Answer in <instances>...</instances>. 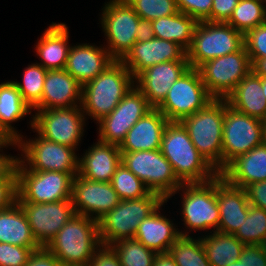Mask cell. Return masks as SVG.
Listing matches in <instances>:
<instances>
[{
  "label": "cell",
  "mask_w": 266,
  "mask_h": 266,
  "mask_svg": "<svg viewBox=\"0 0 266 266\" xmlns=\"http://www.w3.org/2000/svg\"><path fill=\"white\" fill-rule=\"evenodd\" d=\"M76 175L60 171L16 169V202L54 203L72 200Z\"/></svg>",
  "instance_id": "9c48e42d"
},
{
  "label": "cell",
  "mask_w": 266,
  "mask_h": 266,
  "mask_svg": "<svg viewBox=\"0 0 266 266\" xmlns=\"http://www.w3.org/2000/svg\"><path fill=\"white\" fill-rule=\"evenodd\" d=\"M137 15L152 21L161 17L175 15L179 12L176 0H126Z\"/></svg>",
  "instance_id": "ab89813d"
},
{
  "label": "cell",
  "mask_w": 266,
  "mask_h": 266,
  "mask_svg": "<svg viewBox=\"0 0 266 266\" xmlns=\"http://www.w3.org/2000/svg\"><path fill=\"white\" fill-rule=\"evenodd\" d=\"M227 266H243V263H241L239 260H237L234 263H230Z\"/></svg>",
  "instance_id": "91938a15"
},
{
  "label": "cell",
  "mask_w": 266,
  "mask_h": 266,
  "mask_svg": "<svg viewBox=\"0 0 266 266\" xmlns=\"http://www.w3.org/2000/svg\"><path fill=\"white\" fill-rule=\"evenodd\" d=\"M33 252L32 248L0 243V266H24Z\"/></svg>",
  "instance_id": "b9f144b4"
},
{
  "label": "cell",
  "mask_w": 266,
  "mask_h": 266,
  "mask_svg": "<svg viewBox=\"0 0 266 266\" xmlns=\"http://www.w3.org/2000/svg\"><path fill=\"white\" fill-rule=\"evenodd\" d=\"M154 266H177L169 253H160L156 255Z\"/></svg>",
  "instance_id": "f5cc1de1"
},
{
  "label": "cell",
  "mask_w": 266,
  "mask_h": 266,
  "mask_svg": "<svg viewBox=\"0 0 266 266\" xmlns=\"http://www.w3.org/2000/svg\"><path fill=\"white\" fill-rule=\"evenodd\" d=\"M121 163L137 176L150 192L160 195L164 200L168 201L178 193L177 189L182 185L160 149L121 152Z\"/></svg>",
  "instance_id": "ba28073f"
},
{
  "label": "cell",
  "mask_w": 266,
  "mask_h": 266,
  "mask_svg": "<svg viewBox=\"0 0 266 266\" xmlns=\"http://www.w3.org/2000/svg\"><path fill=\"white\" fill-rule=\"evenodd\" d=\"M0 243L32 248L34 251L41 248L31 232L23 210L16 201L0 211Z\"/></svg>",
  "instance_id": "f546056e"
},
{
  "label": "cell",
  "mask_w": 266,
  "mask_h": 266,
  "mask_svg": "<svg viewBox=\"0 0 266 266\" xmlns=\"http://www.w3.org/2000/svg\"><path fill=\"white\" fill-rule=\"evenodd\" d=\"M114 61L105 47L83 43L70 47L65 70L84 86Z\"/></svg>",
  "instance_id": "603a6c76"
},
{
  "label": "cell",
  "mask_w": 266,
  "mask_h": 266,
  "mask_svg": "<svg viewBox=\"0 0 266 266\" xmlns=\"http://www.w3.org/2000/svg\"><path fill=\"white\" fill-rule=\"evenodd\" d=\"M59 266H71V265H64V264H60Z\"/></svg>",
  "instance_id": "6125c7cd"
},
{
  "label": "cell",
  "mask_w": 266,
  "mask_h": 266,
  "mask_svg": "<svg viewBox=\"0 0 266 266\" xmlns=\"http://www.w3.org/2000/svg\"><path fill=\"white\" fill-rule=\"evenodd\" d=\"M154 38L153 25L151 21L141 19L136 31V41L146 42Z\"/></svg>",
  "instance_id": "f907efd6"
},
{
  "label": "cell",
  "mask_w": 266,
  "mask_h": 266,
  "mask_svg": "<svg viewBox=\"0 0 266 266\" xmlns=\"http://www.w3.org/2000/svg\"><path fill=\"white\" fill-rule=\"evenodd\" d=\"M189 68L188 61L162 62L142 71L134 79V85L147 98L149 105L157 108L167 96L173 83Z\"/></svg>",
  "instance_id": "ffe728a7"
},
{
  "label": "cell",
  "mask_w": 266,
  "mask_h": 266,
  "mask_svg": "<svg viewBox=\"0 0 266 266\" xmlns=\"http://www.w3.org/2000/svg\"><path fill=\"white\" fill-rule=\"evenodd\" d=\"M244 189L249 204L266 211V180L249 184Z\"/></svg>",
  "instance_id": "c3c4849f"
},
{
  "label": "cell",
  "mask_w": 266,
  "mask_h": 266,
  "mask_svg": "<svg viewBox=\"0 0 266 266\" xmlns=\"http://www.w3.org/2000/svg\"><path fill=\"white\" fill-rule=\"evenodd\" d=\"M15 147V144H2L0 145V152L3 151V147L7 148L8 146ZM2 148V150H1ZM16 156H10L7 154L0 153V176L14 163Z\"/></svg>",
  "instance_id": "816d5d0a"
},
{
  "label": "cell",
  "mask_w": 266,
  "mask_h": 266,
  "mask_svg": "<svg viewBox=\"0 0 266 266\" xmlns=\"http://www.w3.org/2000/svg\"><path fill=\"white\" fill-rule=\"evenodd\" d=\"M251 68L256 75L260 77H266V58L257 59L251 65Z\"/></svg>",
  "instance_id": "db71d44e"
},
{
  "label": "cell",
  "mask_w": 266,
  "mask_h": 266,
  "mask_svg": "<svg viewBox=\"0 0 266 266\" xmlns=\"http://www.w3.org/2000/svg\"><path fill=\"white\" fill-rule=\"evenodd\" d=\"M164 201L153 192L137 199L120 200L113 210L98 221L101 245L110 246L116 241L134 238L139 224Z\"/></svg>",
  "instance_id": "5b68a950"
},
{
  "label": "cell",
  "mask_w": 266,
  "mask_h": 266,
  "mask_svg": "<svg viewBox=\"0 0 266 266\" xmlns=\"http://www.w3.org/2000/svg\"><path fill=\"white\" fill-rule=\"evenodd\" d=\"M223 120L224 99L214 98L204 108L180 121L195 148L219 174L222 172Z\"/></svg>",
  "instance_id": "277c9868"
},
{
  "label": "cell",
  "mask_w": 266,
  "mask_h": 266,
  "mask_svg": "<svg viewBox=\"0 0 266 266\" xmlns=\"http://www.w3.org/2000/svg\"><path fill=\"white\" fill-rule=\"evenodd\" d=\"M165 200L152 214L144 219L138 226L134 238L150 250L160 253H168L169 248L180 236H190L188 232L180 231L171 219L159 212Z\"/></svg>",
  "instance_id": "cb8c5ba5"
},
{
  "label": "cell",
  "mask_w": 266,
  "mask_h": 266,
  "mask_svg": "<svg viewBox=\"0 0 266 266\" xmlns=\"http://www.w3.org/2000/svg\"><path fill=\"white\" fill-rule=\"evenodd\" d=\"M235 110L260 120L266 119V101L262 92V77L252 70L225 99Z\"/></svg>",
  "instance_id": "f1b7e54d"
},
{
  "label": "cell",
  "mask_w": 266,
  "mask_h": 266,
  "mask_svg": "<svg viewBox=\"0 0 266 266\" xmlns=\"http://www.w3.org/2000/svg\"><path fill=\"white\" fill-rule=\"evenodd\" d=\"M15 145L22 153L21 157L15 158V169L78 174L79 158L74 148L48 141L39 134L29 141L23 140L22 135Z\"/></svg>",
  "instance_id": "52a82bcc"
},
{
  "label": "cell",
  "mask_w": 266,
  "mask_h": 266,
  "mask_svg": "<svg viewBox=\"0 0 266 266\" xmlns=\"http://www.w3.org/2000/svg\"><path fill=\"white\" fill-rule=\"evenodd\" d=\"M160 150L182 184L209 182L219 174L195 148L180 121L168 122Z\"/></svg>",
  "instance_id": "6da1fadb"
},
{
  "label": "cell",
  "mask_w": 266,
  "mask_h": 266,
  "mask_svg": "<svg viewBox=\"0 0 266 266\" xmlns=\"http://www.w3.org/2000/svg\"><path fill=\"white\" fill-rule=\"evenodd\" d=\"M2 144H15V142L8 140L0 131V145Z\"/></svg>",
  "instance_id": "11a10c76"
},
{
  "label": "cell",
  "mask_w": 266,
  "mask_h": 266,
  "mask_svg": "<svg viewBox=\"0 0 266 266\" xmlns=\"http://www.w3.org/2000/svg\"><path fill=\"white\" fill-rule=\"evenodd\" d=\"M244 34L224 22L199 21L191 47L187 50L190 67L198 69L205 62L239 51Z\"/></svg>",
  "instance_id": "8992f818"
},
{
  "label": "cell",
  "mask_w": 266,
  "mask_h": 266,
  "mask_svg": "<svg viewBox=\"0 0 266 266\" xmlns=\"http://www.w3.org/2000/svg\"><path fill=\"white\" fill-rule=\"evenodd\" d=\"M213 99L202 81L199 70L190 67L173 83L157 109L168 121H181L204 108Z\"/></svg>",
  "instance_id": "5bb4252c"
},
{
  "label": "cell",
  "mask_w": 266,
  "mask_h": 266,
  "mask_svg": "<svg viewBox=\"0 0 266 266\" xmlns=\"http://www.w3.org/2000/svg\"><path fill=\"white\" fill-rule=\"evenodd\" d=\"M60 264L46 247H41L30 255L28 262L24 266H59Z\"/></svg>",
  "instance_id": "681fc988"
},
{
  "label": "cell",
  "mask_w": 266,
  "mask_h": 266,
  "mask_svg": "<svg viewBox=\"0 0 266 266\" xmlns=\"http://www.w3.org/2000/svg\"><path fill=\"white\" fill-rule=\"evenodd\" d=\"M210 233L201 236V241L211 266H227L239 260L245 244L241 243L234 234L218 231Z\"/></svg>",
  "instance_id": "d6a6232c"
},
{
  "label": "cell",
  "mask_w": 266,
  "mask_h": 266,
  "mask_svg": "<svg viewBox=\"0 0 266 266\" xmlns=\"http://www.w3.org/2000/svg\"><path fill=\"white\" fill-rule=\"evenodd\" d=\"M169 61H188L187 51L178 43L153 38L146 42H135L121 60L134 79L153 65Z\"/></svg>",
  "instance_id": "d6986e66"
},
{
  "label": "cell",
  "mask_w": 266,
  "mask_h": 266,
  "mask_svg": "<svg viewBox=\"0 0 266 266\" xmlns=\"http://www.w3.org/2000/svg\"><path fill=\"white\" fill-rule=\"evenodd\" d=\"M239 0H213L211 22L226 23L231 17Z\"/></svg>",
  "instance_id": "f6af8a7d"
},
{
  "label": "cell",
  "mask_w": 266,
  "mask_h": 266,
  "mask_svg": "<svg viewBox=\"0 0 266 266\" xmlns=\"http://www.w3.org/2000/svg\"><path fill=\"white\" fill-rule=\"evenodd\" d=\"M168 122L157 108H152L127 132L124 141L119 146L120 152L160 149Z\"/></svg>",
  "instance_id": "d4e9b609"
},
{
  "label": "cell",
  "mask_w": 266,
  "mask_h": 266,
  "mask_svg": "<svg viewBox=\"0 0 266 266\" xmlns=\"http://www.w3.org/2000/svg\"><path fill=\"white\" fill-rule=\"evenodd\" d=\"M263 143V120L231 107L224 99L222 171L238 156Z\"/></svg>",
  "instance_id": "30bf717a"
},
{
  "label": "cell",
  "mask_w": 266,
  "mask_h": 266,
  "mask_svg": "<svg viewBox=\"0 0 266 266\" xmlns=\"http://www.w3.org/2000/svg\"><path fill=\"white\" fill-rule=\"evenodd\" d=\"M134 77L121 61L115 60L92 81L82 86L81 108L95 121L110 114L134 86Z\"/></svg>",
  "instance_id": "7a4b0ae2"
},
{
  "label": "cell",
  "mask_w": 266,
  "mask_h": 266,
  "mask_svg": "<svg viewBox=\"0 0 266 266\" xmlns=\"http://www.w3.org/2000/svg\"><path fill=\"white\" fill-rule=\"evenodd\" d=\"M31 110L12 81L0 84V131L8 140L16 142L21 138L22 134L11 123L32 114Z\"/></svg>",
  "instance_id": "4dcf8cb0"
},
{
  "label": "cell",
  "mask_w": 266,
  "mask_h": 266,
  "mask_svg": "<svg viewBox=\"0 0 266 266\" xmlns=\"http://www.w3.org/2000/svg\"><path fill=\"white\" fill-rule=\"evenodd\" d=\"M111 184L121 200L141 198L150 192L145 184L123 163L117 167Z\"/></svg>",
  "instance_id": "f35d334b"
},
{
  "label": "cell",
  "mask_w": 266,
  "mask_h": 266,
  "mask_svg": "<svg viewBox=\"0 0 266 266\" xmlns=\"http://www.w3.org/2000/svg\"><path fill=\"white\" fill-rule=\"evenodd\" d=\"M151 109L147 98L134 85L113 111L97 122V140L120 146L130 128Z\"/></svg>",
  "instance_id": "2e32d148"
},
{
  "label": "cell",
  "mask_w": 266,
  "mask_h": 266,
  "mask_svg": "<svg viewBox=\"0 0 266 266\" xmlns=\"http://www.w3.org/2000/svg\"><path fill=\"white\" fill-rule=\"evenodd\" d=\"M198 70L209 94L215 99H226L252 68L243 46L239 51L205 62Z\"/></svg>",
  "instance_id": "9a60e30c"
},
{
  "label": "cell",
  "mask_w": 266,
  "mask_h": 266,
  "mask_svg": "<svg viewBox=\"0 0 266 266\" xmlns=\"http://www.w3.org/2000/svg\"><path fill=\"white\" fill-rule=\"evenodd\" d=\"M261 2L263 3V6L265 7V10H266V0H261Z\"/></svg>",
  "instance_id": "94428289"
},
{
  "label": "cell",
  "mask_w": 266,
  "mask_h": 266,
  "mask_svg": "<svg viewBox=\"0 0 266 266\" xmlns=\"http://www.w3.org/2000/svg\"><path fill=\"white\" fill-rule=\"evenodd\" d=\"M181 217L190 231H217L220 222L219 206L216 194V177L205 183L182 184Z\"/></svg>",
  "instance_id": "7c38bea8"
},
{
  "label": "cell",
  "mask_w": 266,
  "mask_h": 266,
  "mask_svg": "<svg viewBox=\"0 0 266 266\" xmlns=\"http://www.w3.org/2000/svg\"><path fill=\"white\" fill-rule=\"evenodd\" d=\"M102 10L100 21L108 43L104 47L114 60L121 61L136 42L141 18L126 0H110Z\"/></svg>",
  "instance_id": "8fae6325"
},
{
  "label": "cell",
  "mask_w": 266,
  "mask_h": 266,
  "mask_svg": "<svg viewBox=\"0 0 266 266\" xmlns=\"http://www.w3.org/2000/svg\"><path fill=\"white\" fill-rule=\"evenodd\" d=\"M82 85L65 69L48 70L41 101L35 110L60 109L81 106Z\"/></svg>",
  "instance_id": "44dd1931"
},
{
  "label": "cell",
  "mask_w": 266,
  "mask_h": 266,
  "mask_svg": "<svg viewBox=\"0 0 266 266\" xmlns=\"http://www.w3.org/2000/svg\"><path fill=\"white\" fill-rule=\"evenodd\" d=\"M263 143L266 144V119L263 120Z\"/></svg>",
  "instance_id": "6f0895ef"
},
{
  "label": "cell",
  "mask_w": 266,
  "mask_h": 266,
  "mask_svg": "<svg viewBox=\"0 0 266 266\" xmlns=\"http://www.w3.org/2000/svg\"><path fill=\"white\" fill-rule=\"evenodd\" d=\"M230 184L245 188L266 180V144L235 158L221 173Z\"/></svg>",
  "instance_id": "4316f807"
},
{
  "label": "cell",
  "mask_w": 266,
  "mask_h": 266,
  "mask_svg": "<svg viewBox=\"0 0 266 266\" xmlns=\"http://www.w3.org/2000/svg\"><path fill=\"white\" fill-rule=\"evenodd\" d=\"M100 246L98 221L75 214L46 248L61 264L88 266Z\"/></svg>",
  "instance_id": "3957f363"
},
{
  "label": "cell",
  "mask_w": 266,
  "mask_h": 266,
  "mask_svg": "<svg viewBox=\"0 0 266 266\" xmlns=\"http://www.w3.org/2000/svg\"><path fill=\"white\" fill-rule=\"evenodd\" d=\"M16 169L14 163L0 176V211L16 201Z\"/></svg>",
  "instance_id": "7bdbcfd3"
},
{
  "label": "cell",
  "mask_w": 266,
  "mask_h": 266,
  "mask_svg": "<svg viewBox=\"0 0 266 266\" xmlns=\"http://www.w3.org/2000/svg\"><path fill=\"white\" fill-rule=\"evenodd\" d=\"M30 126L44 139L78 149L86 117L81 106L36 110Z\"/></svg>",
  "instance_id": "4fadbf2b"
},
{
  "label": "cell",
  "mask_w": 266,
  "mask_h": 266,
  "mask_svg": "<svg viewBox=\"0 0 266 266\" xmlns=\"http://www.w3.org/2000/svg\"><path fill=\"white\" fill-rule=\"evenodd\" d=\"M239 261L243 266H266V255L260 244L245 245Z\"/></svg>",
  "instance_id": "bcb514c9"
},
{
  "label": "cell",
  "mask_w": 266,
  "mask_h": 266,
  "mask_svg": "<svg viewBox=\"0 0 266 266\" xmlns=\"http://www.w3.org/2000/svg\"><path fill=\"white\" fill-rule=\"evenodd\" d=\"M120 164L119 146L98 140L79 158L78 175L92 181L111 182Z\"/></svg>",
  "instance_id": "484cf974"
},
{
  "label": "cell",
  "mask_w": 266,
  "mask_h": 266,
  "mask_svg": "<svg viewBox=\"0 0 266 266\" xmlns=\"http://www.w3.org/2000/svg\"><path fill=\"white\" fill-rule=\"evenodd\" d=\"M262 92H263V98L266 101V77H262Z\"/></svg>",
  "instance_id": "9f6ffc18"
},
{
  "label": "cell",
  "mask_w": 266,
  "mask_h": 266,
  "mask_svg": "<svg viewBox=\"0 0 266 266\" xmlns=\"http://www.w3.org/2000/svg\"><path fill=\"white\" fill-rule=\"evenodd\" d=\"M155 38L178 43L186 51L191 47L193 34L198 21L178 12L151 21Z\"/></svg>",
  "instance_id": "1f68e13d"
},
{
  "label": "cell",
  "mask_w": 266,
  "mask_h": 266,
  "mask_svg": "<svg viewBox=\"0 0 266 266\" xmlns=\"http://www.w3.org/2000/svg\"><path fill=\"white\" fill-rule=\"evenodd\" d=\"M121 266H154L157 253L135 238L122 239L110 245Z\"/></svg>",
  "instance_id": "d590c367"
},
{
  "label": "cell",
  "mask_w": 266,
  "mask_h": 266,
  "mask_svg": "<svg viewBox=\"0 0 266 266\" xmlns=\"http://www.w3.org/2000/svg\"><path fill=\"white\" fill-rule=\"evenodd\" d=\"M120 200L111 182L92 181L78 174L73 179L72 202L78 215L99 221L113 210Z\"/></svg>",
  "instance_id": "ac0fdd59"
},
{
  "label": "cell",
  "mask_w": 266,
  "mask_h": 266,
  "mask_svg": "<svg viewBox=\"0 0 266 266\" xmlns=\"http://www.w3.org/2000/svg\"><path fill=\"white\" fill-rule=\"evenodd\" d=\"M169 255L177 266H211L208 261L201 237L180 236L169 248Z\"/></svg>",
  "instance_id": "836d02e7"
},
{
  "label": "cell",
  "mask_w": 266,
  "mask_h": 266,
  "mask_svg": "<svg viewBox=\"0 0 266 266\" xmlns=\"http://www.w3.org/2000/svg\"><path fill=\"white\" fill-rule=\"evenodd\" d=\"M179 12L199 21L211 22L213 0H176Z\"/></svg>",
  "instance_id": "ee69618b"
},
{
  "label": "cell",
  "mask_w": 266,
  "mask_h": 266,
  "mask_svg": "<svg viewBox=\"0 0 266 266\" xmlns=\"http://www.w3.org/2000/svg\"><path fill=\"white\" fill-rule=\"evenodd\" d=\"M69 31L64 23H53L45 30L36 45L40 65L47 70L65 69L69 45Z\"/></svg>",
  "instance_id": "83f0119b"
},
{
  "label": "cell",
  "mask_w": 266,
  "mask_h": 266,
  "mask_svg": "<svg viewBox=\"0 0 266 266\" xmlns=\"http://www.w3.org/2000/svg\"><path fill=\"white\" fill-rule=\"evenodd\" d=\"M17 203L23 210L31 232L41 247H46L59 230L76 214L72 200L54 203Z\"/></svg>",
  "instance_id": "e0dca14e"
},
{
  "label": "cell",
  "mask_w": 266,
  "mask_h": 266,
  "mask_svg": "<svg viewBox=\"0 0 266 266\" xmlns=\"http://www.w3.org/2000/svg\"><path fill=\"white\" fill-rule=\"evenodd\" d=\"M88 266H121L111 246L101 245L94 253Z\"/></svg>",
  "instance_id": "7dc6e473"
},
{
  "label": "cell",
  "mask_w": 266,
  "mask_h": 266,
  "mask_svg": "<svg viewBox=\"0 0 266 266\" xmlns=\"http://www.w3.org/2000/svg\"><path fill=\"white\" fill-rule=\"evenodd\" d=\"M260 246L262 247L263 253L266 255V236L264 237V239L260 243Z\"/></svg>",
  "instance_id": "680465c9"
},
{
  "label": "cell",
  "mask_w": 266,
  "mask_h": 266,
  "mask_svg": "<svg viewBox=\"0 0 266 266\" xmlns=\"http://www.w3.org/2000/svg\"><path fill=\"white\" fill-rule=\"evenodd\" d=\"M245 34L248 30L266 23V10L261 0H239L226 22Z\"/></svg>",
  "instance_id": "e575fe53"
},
{
  "label": "cell",
  "mask_w": 266,
  "mask_h": 266,
  "mask_svg": "<svg viewBox=\"0 0 266 266\" xmlns=\"http://www.w3.org/2000/svg\"><path fill=\"white\" fill-rule=\"evenodd\" d=\"M244 47L249 55L251 65L257 59L266 58V23L256 26L244 34Z\"/></svg>",
  "instance_id": "60d3db41"
},
{
  "label": "cell",
  "mask_w": 266,
  "mask_h": 266,
  "mask_svg": "<svg viewBox=\"0 0 266 266\" xmlns=\"http://www.w3.org/2000/svg\"><path fill=\"white\" fill-rule=\"evenodd\" d=\"M216 194L220 222L218 232L234 234L245 221L249 201L244 188L230 184L220 174L216 176Z\"/></svg>",
  "instance_id": "7402d4cb"
},
{
  "label": "cell",
  "mask_w": 266,
  "mask_h": 266,
  "mask_svg": "<svg viewBox=\"0 0 266 266\" xmlns=\"http://www.w3.org/2000/svg\"><path fill=\"white\" fill-rule=\"evenodd\" d=\"M47 69L39 63L28 65L23 72V82L12 81L22 99L33 109L42 98Z\"/></svg>",
  "instance_id": "8d00e7d4"
},
{
  "label": "cell",
  "mask_w": 266,
  "mask_h": 266,
  "mask_svg": "<svg viewBox=\"0 0 266 266\" xmlns=\"http://www.w3.org/2000/svg\"><path fill=\"white\" fill-rule=\"evenodd\" d=\"M234 235L245 245L260 244L266 236V211L250 205L245 221Z\"/></svg>",
  "instance_id": "74e56055"
}]
</instances>
